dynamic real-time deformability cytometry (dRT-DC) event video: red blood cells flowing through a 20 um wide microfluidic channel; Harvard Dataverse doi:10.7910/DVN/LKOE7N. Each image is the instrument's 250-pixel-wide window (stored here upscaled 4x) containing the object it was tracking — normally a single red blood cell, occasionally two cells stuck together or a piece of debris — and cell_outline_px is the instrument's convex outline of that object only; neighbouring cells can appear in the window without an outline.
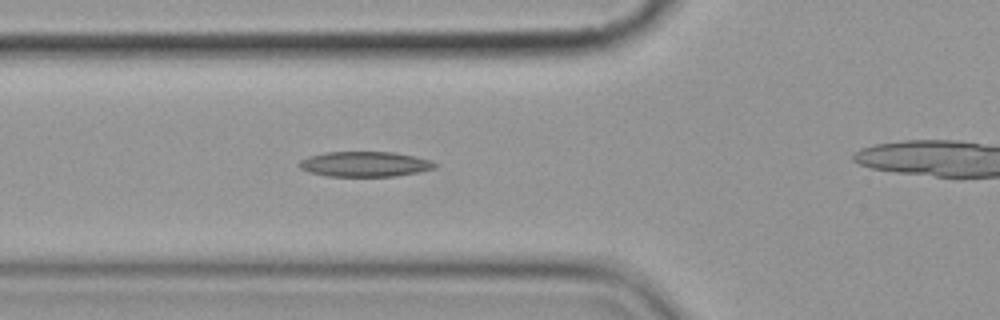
{"species": "common noctule bat (a hibernating species)", "species_latin": "Nyctalus noctula", "temperature_condition": "cold", "stored_images_in_passage": 4, "camera_frame_rate_fps": 3000, "um_per_image_px": 0.085, "animal": {"sex": "female", "body_mass_g": 19.9}, "frame": {"image": 1, "passage_image": 3, "time_ms": 2.333, "image_size_px": [1000, 320], "cell_outline_px": [[436, 168], [396, 176], [328, 176], [308, 172], [300, 168], [296, 164], [300, 160], [308, 156], [324, 152], [396, 152], [416, 156], [428, 160], [436, 164]], "centroid_in_image_um": [30.96, 13.94], "position_along_channel_um": 94.8, "area_um2": 19.94}}